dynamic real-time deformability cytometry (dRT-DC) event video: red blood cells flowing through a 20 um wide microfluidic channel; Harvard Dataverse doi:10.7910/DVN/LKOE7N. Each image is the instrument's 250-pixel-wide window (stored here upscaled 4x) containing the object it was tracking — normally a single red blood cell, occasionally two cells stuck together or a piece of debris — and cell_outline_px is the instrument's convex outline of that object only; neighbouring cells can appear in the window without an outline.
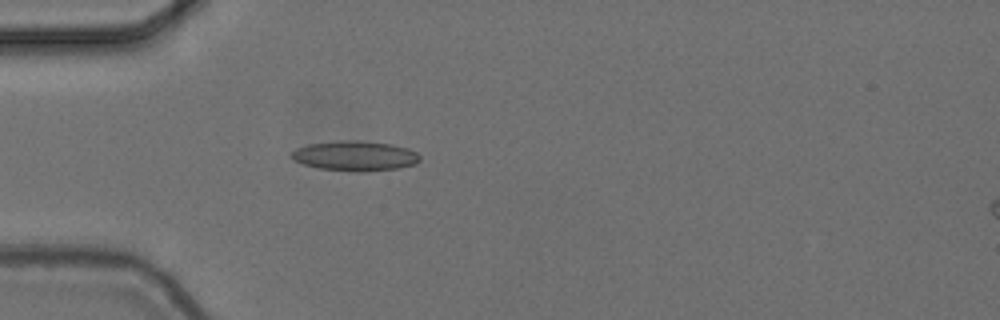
{"species": "common noctule bat (a hibernating species)", "species_latin": "Nyctalus noctula", "temperature_condition": "cold", "stored_images_in_passage": 19, "camera_frame_rate_fps": 3000, "um_per_image_px": 0.085, "animal": {"sex": "female", "body_mass_g": 24.6, "forearm_length_mm": 56.2}, "frame": {"image": 1, "passage_image": 15, "time_ms": 4.667, "image_size_px": [1000, 320], "cell_outline_px": [[420, 160], [416, 164], [400, 168], [364, 172], [356, 172], [320, 168], [304, 164], [288, 156], [296, 148], [308, 144], [340, 140], [356, 140], [392, 144], [408, 148], [416, 152], [420, 156]], "centroid_in_image_um": [30.2, 13.25], "position_along_channel_um": 54.8, "area_um2": 22.54}}
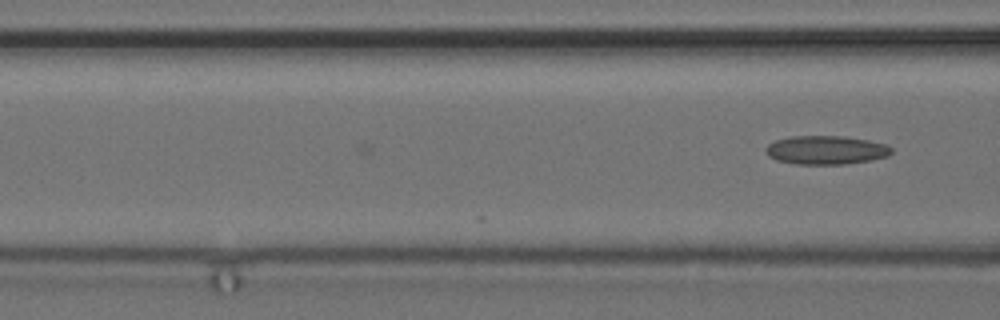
{"frame": {"image": 2, "passage_image": 19, "time_ms": 6.0, "image_size_px": [1000, 320], "cell_outline_px": [[892, 152], [888, 156], [868, 160], [844, 164], [796, 164], [776, 160], [768, 156], [764, 152], [764, 148], [768, 144], [776, 140], [792, 136], [844, 136], [868, 140], [884, 144], [892, 148]], "centroid_in_image_um": [70.16, 12.75], "position_along_channel_um": 96.4, "area_um2": 20.98}}